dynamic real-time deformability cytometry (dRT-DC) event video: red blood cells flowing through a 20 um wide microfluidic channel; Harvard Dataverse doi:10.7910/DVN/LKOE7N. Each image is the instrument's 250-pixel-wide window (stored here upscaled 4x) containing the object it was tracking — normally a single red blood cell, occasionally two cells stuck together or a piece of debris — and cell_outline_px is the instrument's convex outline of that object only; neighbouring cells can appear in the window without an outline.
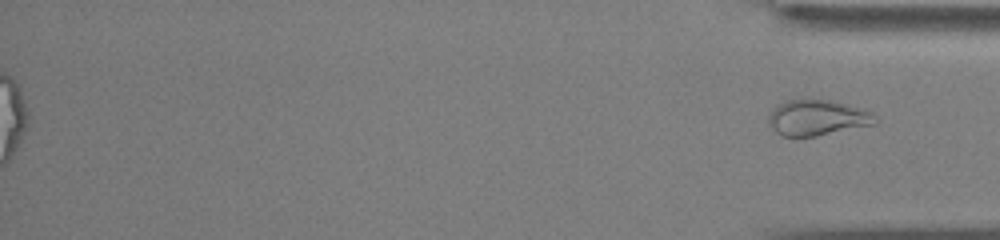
{"species": "common noctule bat (a hibernating species)", "species_latin": "Nyctalus noctula", "temperature_condition": "cold", "stored_images_in_passage": 60, "segment_of_instrument_passage": [2, 2], "camera_frame_rate_fps": 3000, "um_per_image_px": 0.085, "animal": {"sex": "male", "body_mass_g": 13.0, "forearm_length_mm": 53.1}, "frame": {"image": 1, "passage_image": 60, "time_ms": 19.667, "image_size_px": [1000, 240], "cell_outline_px": [[880, 120], [876, 124], [816, 136], [780, 136], [772, 128], [768, 120], [768, 116], [772, 108], [776, 104], [788, 100], [804, 96], [832, 100], [848, 104], [872, 112]], "centroid_in_image_um": [69.46, 9.96], "position_along_channel_um": 365.7, "area_um2": 22.95}}